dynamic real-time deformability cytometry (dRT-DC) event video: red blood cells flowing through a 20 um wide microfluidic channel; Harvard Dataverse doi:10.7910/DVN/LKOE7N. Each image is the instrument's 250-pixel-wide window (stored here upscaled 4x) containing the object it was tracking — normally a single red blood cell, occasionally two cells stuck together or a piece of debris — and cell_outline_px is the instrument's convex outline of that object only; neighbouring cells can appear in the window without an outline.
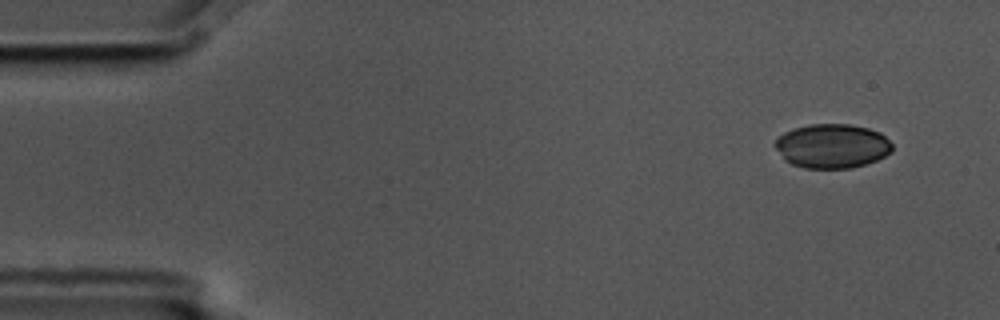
{"species": "common noctule bat (a hibernating species)", "species_latin": "Nyctalus noctula", "temperature_condition": "cold", "stored_images_in_passage": 6, "camera_frame_rate_fps": 3000, "um_per_image_px": 0.085, "animal": {"sex": "male", "body_mass_g": 17.5, "forearm_length_mm": 52.3}, "frame": {"image": 1, "passage_image": 1, "time_ms": 0.0, "image_size_px": [1000, 320], "cell_outline_px": [[892, 152], [876, 160], [864, 164], [848, 168], [804, 168], [792, 164], [784, 160], [772, 144], [784, 132], [792, 128], [808, 124], [852, 124], [868, 128], [880, 132], [892, 144]], "centroid_in_image_um": [70.7, 12.4], "position_along_channel_um": 14.3, "area_um2": 30.35}}